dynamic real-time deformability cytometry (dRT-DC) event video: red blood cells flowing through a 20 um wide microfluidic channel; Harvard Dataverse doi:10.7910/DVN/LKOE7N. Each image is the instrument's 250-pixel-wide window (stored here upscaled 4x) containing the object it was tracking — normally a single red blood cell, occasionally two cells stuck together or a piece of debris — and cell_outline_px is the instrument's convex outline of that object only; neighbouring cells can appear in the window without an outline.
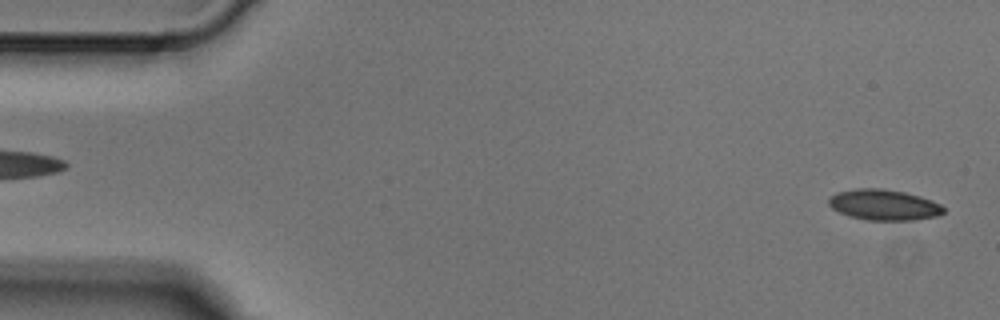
{"species": "Egyptian fruit bat (a non-hibernating species)", "species_latin": "Rousettus aegyptiacus", "temperature_condition": "cold", "stored_images_in_passage": 4, "segment_of_instrument_passage": [2, 2], "camera_frame_rate_fps": 3000, "um_per_image_px": 0.085, "animal": {"sex": "male"}, "frame": {"image": 1, "passage_image": 4, "time_ms": 1.0, "image_size_px": [1000, 320], "cell_outline_px": [[944, 212], [936, 216], [912, 220], [868, 220], [852, 216], [840, 212], [832, 208], [828, 204], [828, 196], [836, 192], [856, 188], [884, 188], [904, 192], [920, 196], [932, 200], [940, 204], [944, 208]], "centroid_in_image_um": [75.11, 17.39], "position_along_channel_um": 9.9, "area_um2": 20.58}}